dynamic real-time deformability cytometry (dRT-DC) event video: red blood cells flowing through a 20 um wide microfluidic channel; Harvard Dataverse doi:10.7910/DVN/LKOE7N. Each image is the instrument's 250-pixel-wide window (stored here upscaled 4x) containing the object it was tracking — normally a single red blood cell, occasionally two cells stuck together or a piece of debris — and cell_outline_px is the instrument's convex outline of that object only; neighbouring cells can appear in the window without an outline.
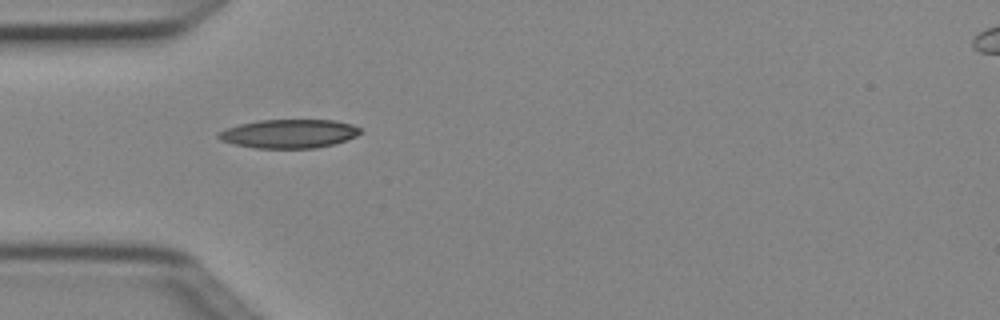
{"species": "Egyptian fruit bat (a non-hibernating species)", "species_latin": "Rousettus aegyptiacus", "temperature_condition": "cold", "stored_images_in_passage": 2, "camera_frame_rate_fps": 3000, "um_per_image_px": 0.085, "animal": {"sex": "female"}, "frame": {"image": 1, "passage_image": 2, "time_ms": 0.333, "image_size_px": [1000, 320], "cell_outline_px": [[360, 132], [356, 136], [332, 144], [316, 148], [256, 148], [232, 144], [220, 140], [216, 136], [216, 132], [224, 128], [256, 120], [332, 120], [352, 124], [360, 128]], "centroid_in_image_um": [24.48, 11.36], "position_along_channel_um": 60.5, "area_um2": 23.81}}